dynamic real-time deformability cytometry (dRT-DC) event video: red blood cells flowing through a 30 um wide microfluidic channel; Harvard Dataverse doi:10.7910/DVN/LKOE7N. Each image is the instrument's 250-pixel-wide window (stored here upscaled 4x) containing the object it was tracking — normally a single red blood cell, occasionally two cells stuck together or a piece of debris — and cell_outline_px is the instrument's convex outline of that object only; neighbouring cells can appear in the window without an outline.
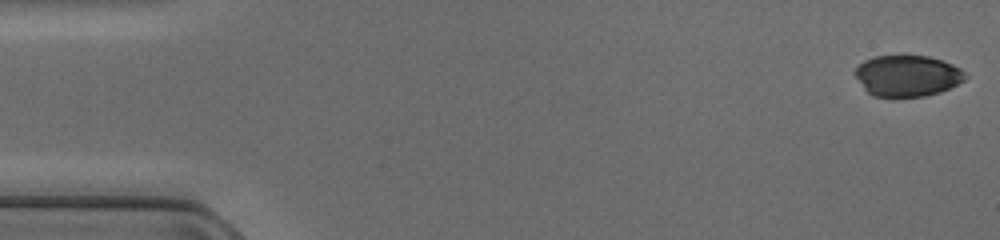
{"species": "common noctule bat (a hibernating species)", "species_latin": "Nyctalus noctula", "temperature_condition": "cold", "stored_images_in_passage": 48, "camera_frame_rate_fps": 3000, "um_per_image_px": 0.085, "animal": {"sex": "female", "body_mass_g": 17.0, "forearm_length_mm": 48.0}, "frame": {"image": 1, "passage_image": 1, "time_ms": 0.0, "image_size_px": [1000, 240], "cell_outline_px": [[968, 76], [964, 80], [940, 92], [924, 96], [872, 96], [864, 88], [856, 76], [856, 68], [864, 60], [876, 56], [928, 56], [952, 64], [960, 68]], "centroid_in_image_um": [77.13, 6.44], "position_along_channel_um": 7.9, "area_um2": 26.01}}
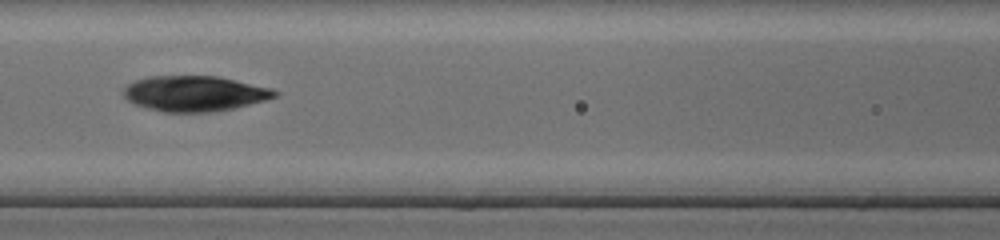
{"frame": {"image": 2, "passage_image": 21, "time_ms": 6.667, "image_size_px": [1000, 240], "cell_outline_px": [[280, 92], [276, 96], [264, 100], [232, 108], [212, 112], [164, 112], [148, 108], [136, 104], [128, 100], [124, 96], [124, 88], [128, 84], [136, 80], [148, 76], [220, 76], [272, 88]], "centroid_in_image_um": [16.55, 7.94], "position_along_channel_um": 150.0, "area_um2": 31.1}}
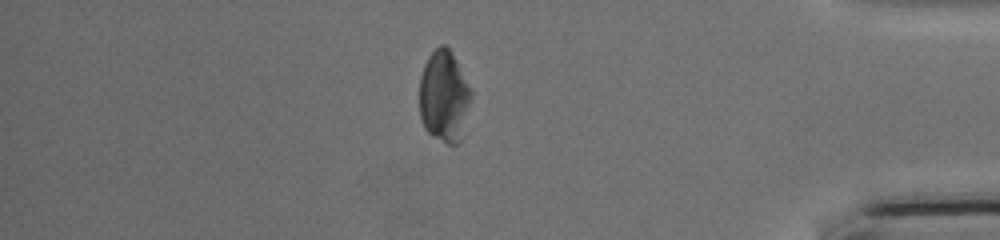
{"frame": {"image": 3, "passage_image": 41, "time_ms": 13.333, "image_size_px": [1000, 240], "cell_outline_px": [[472, 96], [464, 136], [460, 144], [448, 144], [432, 136], [424, 128], [420, 116], [420, 76], [424, 64], [428, 56], [440, 44], [444, 44], [448, 48], [456, 60], [472, 92]], "centroid_in_image_um": [37.77, 8.24], "position_along_channel_um": 397.4, "area_um2": 27.98}}